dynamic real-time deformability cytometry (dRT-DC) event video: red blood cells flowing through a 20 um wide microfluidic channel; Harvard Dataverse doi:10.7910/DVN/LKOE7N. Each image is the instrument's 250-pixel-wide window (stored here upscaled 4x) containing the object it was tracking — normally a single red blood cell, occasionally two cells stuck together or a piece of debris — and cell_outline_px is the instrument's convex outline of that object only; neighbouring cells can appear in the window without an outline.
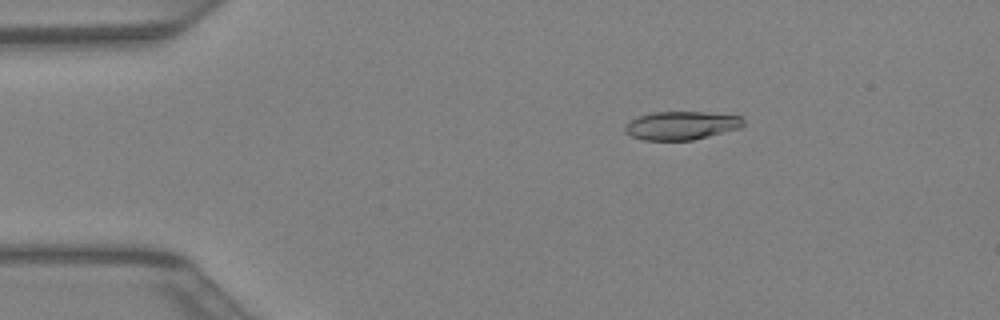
{"species": "Egyptian fruit bat (a non-hibernating species)", "species_latin": "Rousettus aegyptiacus", "temperature_condition": "warm", "stored_images_in_passage": 43, "camera_frame_rate_fps": 3000, "um_per_image_px": 0.085, "animal": {"sex": "female"}, "frame": {"image": 1, "passage_image": 8, "time_ms": 2.333, "image_size_px": [1000, 320], "cell_outline_px": [[744, 124], [740, 128], [692, 140], [644, 140], [632, 136], [624, 128], [632, 120], [640, 116], [652, 112], [704, 112], [740, 116], [744, 120]], "centroid_in_image_um": [57.95, 10.66], "position_along_channel_um": 27.0, "area_um2": 19.25}}
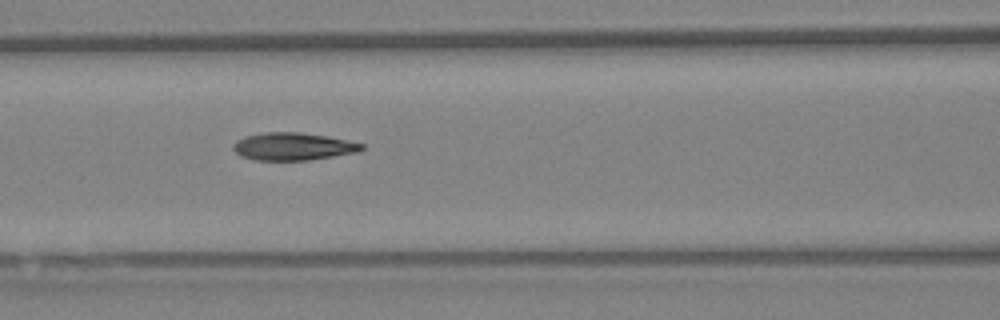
{"frame": {"image": 2, "passage_image": 19, "time_ms": 6.0, "image_size_px": [1000, 320], "cell_outline_px": [[364, 148], [360, 152], [308, 160], [256, 160], [240, 156], [232, 148], [232, 144], [236, 140], [244, 136], [264, 132], [300, 132], [328, 136], [364, 144]], "centroid_in_image_um": [24.89, 12.44], "position_along_channel_um": 141.7, "area_um2": 20.81}}
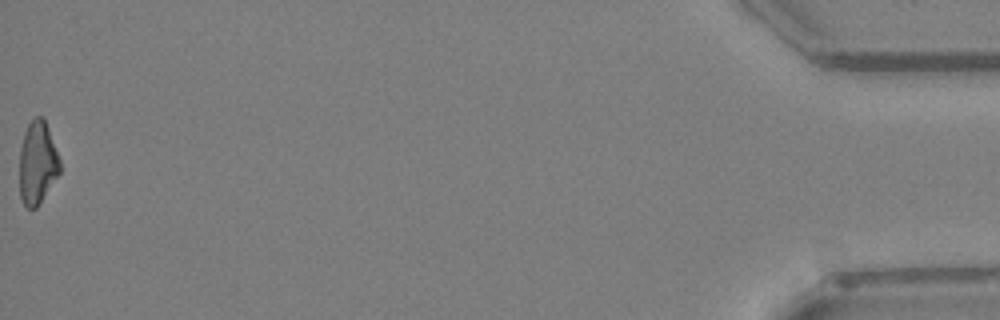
{"frame": {"image": 3, "passage_image": 43, "time_ms": 14.0, "image_size_px": [1000, 320], "cell_outline_px": [[60, 172], [36, 208], [28, 208], [24, 204], [20, 196], [20, 148], [24, 132], [28, 124], [36, 116], [44, 116], [60, 160]], "centroid_in_image_um": [3.18, 13.81], "position_along_channel_um": 432.0, "area_um2": 19.36}}